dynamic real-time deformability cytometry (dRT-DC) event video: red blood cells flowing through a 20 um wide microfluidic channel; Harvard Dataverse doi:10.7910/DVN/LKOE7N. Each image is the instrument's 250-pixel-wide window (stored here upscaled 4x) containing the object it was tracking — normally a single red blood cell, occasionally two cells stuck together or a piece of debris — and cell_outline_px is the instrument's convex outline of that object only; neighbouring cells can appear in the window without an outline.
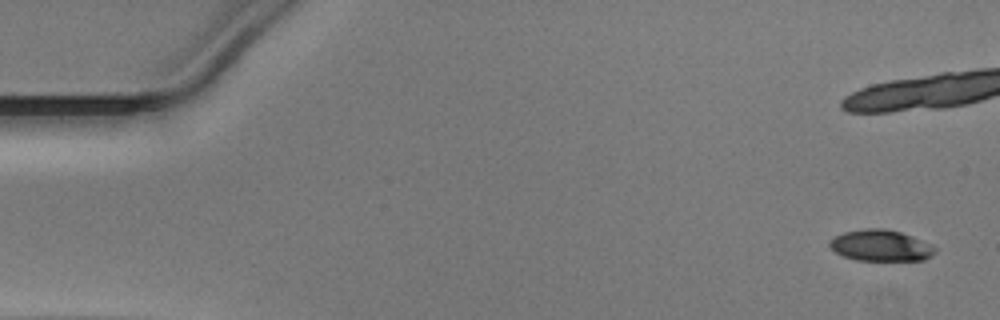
{"species": "Egyptian fruit bat (a non-hibernating species)", "species_latin": "Rousettus aegyptiacus", "temperature_condition": "warm", "stored_images_in_passage": 41, "camera_frame_rate_fps": 3000, "um_per_image_px": 0.085, "animal": {"sex": "male"}, "frame": {"image": 1, "passage_image": 1, "time_ms": 0.0, "image_size_px": [1000, 320], "cell_outline_px": [[936, 252], [932, 256], [924, 260], [856, 260], [844, 256], [836, 252], [828, 244], [836, 236], [844, 232], [864, 228], [884, 228], [900, 232], [912, 236], [932, 244], [936, 248]], "centroid_in_image_um": [74.91, 20.87], "position_along_channel_um": 10.1, "area_um2": 19.13}}